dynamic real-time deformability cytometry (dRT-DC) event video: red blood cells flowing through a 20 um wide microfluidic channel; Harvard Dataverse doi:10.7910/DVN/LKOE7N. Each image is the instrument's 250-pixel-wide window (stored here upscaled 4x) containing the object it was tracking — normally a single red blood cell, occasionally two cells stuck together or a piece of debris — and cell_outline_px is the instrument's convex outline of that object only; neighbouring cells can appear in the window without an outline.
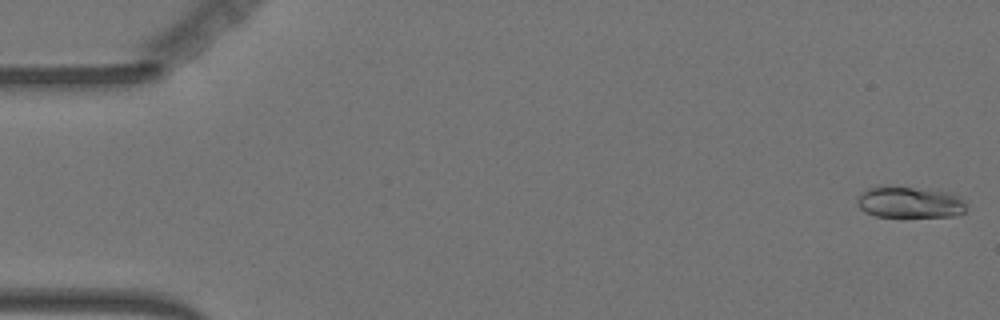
{"species": "Egyptian fruit bat (a non-hibernating species)", "species_latin": "Rousettus aegyptiacus", "temperature_condition": "warm", "stored_images_in_passage": 56, "camera_frame_rate_fps": 3000, "um_per_image_px": 0.085, "animal": {"sex": "female"}, "frame": {"image": 1, "passage_image": 1, "time_ms": 0.0, "image_size_px": [1000, 320], "cell_outline_px": [[964, 212], [956, 216], [876, 216], [864, 212], [856, 204], [856, 196], [860, 192], [868, 188], [888, 184], [932, 188], [964, 196]], "centroid_in_image_um": [77.29, 17.14], "position_along_channel_um": 7.7, "area_um2": 20.81}}
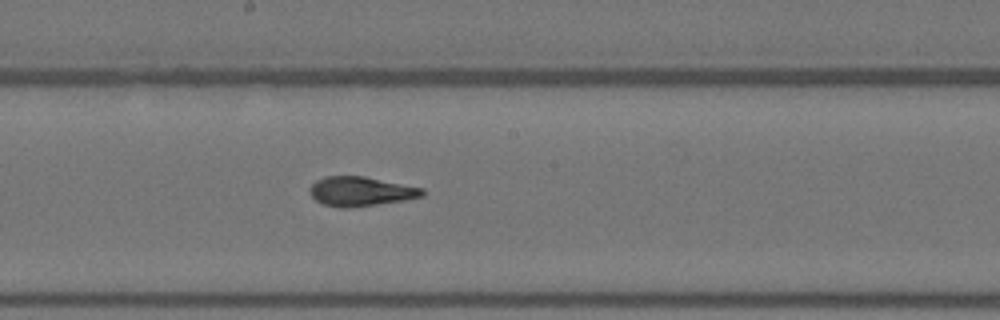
{"frame": {"image": 2, "passage_image": 30, "time_ms": 9.667, "image_size_px": [1000, 320], "cell_outline_px": [[424, 196], [404, 200], [348, 208], [340, 208], [324, 204], [316, 200], [308, 192], [308, 188], [316, 180], [324, 176], [364, 176], [424, 188]], "centroid_in_image_um": [30.64, 16.26], "position_along_channel_um": 217.6, "area_um2": 19.31}}
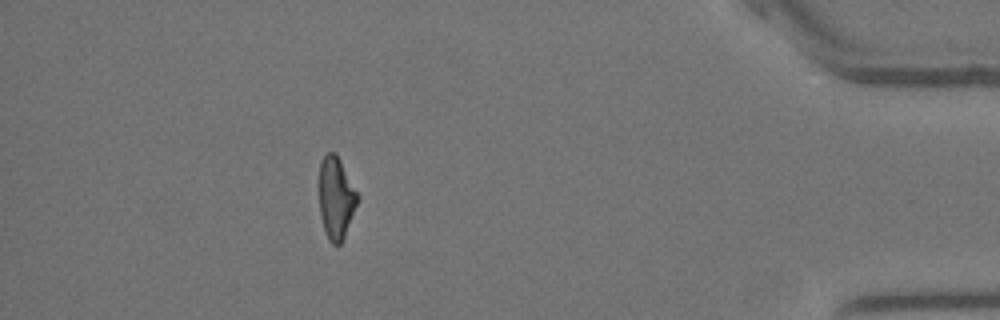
{"frame": {"image": 3, "passage_image": 50, "time_ms": 16.333, "image_size_px": [1000, 320], "cell_outline_px": [[360, 196], [344, 236], [340, 244], [332, 244], [328, 240], [320, 216], [320, 160], [328, 152], [336, 152]], "centroid_in_image_um": [28.57, 16.79], "position_along_channel_um": 406.6, "area_um2": 18.21}, "authors_computed_cell_mechanics": {"area_um2": 19.3052, "velocity_mm_per_s": 3.6135, "shape_relaxation_time_tau1_ms": 9.578, "shape_relaxation_time_tau2_ms": 1.1602, "deformation_change_tau1": 0.2933, "deformation_change_tau2": 0.0822}}